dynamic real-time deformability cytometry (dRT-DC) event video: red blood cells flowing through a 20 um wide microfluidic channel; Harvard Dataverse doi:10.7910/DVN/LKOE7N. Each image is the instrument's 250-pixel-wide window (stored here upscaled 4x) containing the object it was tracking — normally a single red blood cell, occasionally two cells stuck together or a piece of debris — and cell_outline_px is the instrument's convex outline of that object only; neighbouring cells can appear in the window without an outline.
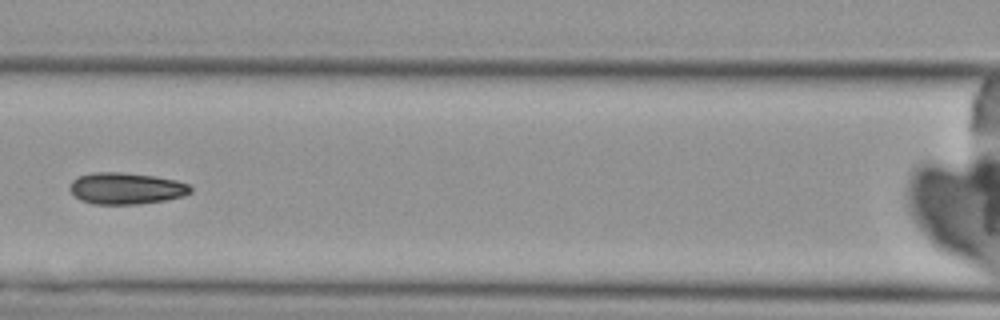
{"species": "Egyptian fruit bat (a non-hibernating species)", "species_latin": "Rousettus aegyptiacus", "temperature_condition": "cold", "stored_images_in_passage": 7, "camera_frame_rate_fps": 3000, "um_per_image_px": 0.085, "animal": {"sex": "female"}, "frame": {"image": 1, "passage_image": 6, "time_ms": 6.0, "image_size_px": [1000, 320], "cell_outline_px": [[192, 192], [184, 196], [164, 200], [140, 204], [92, 204], [80, 200], [68, 188], [72, 180], [80, 176], [92, 172], [120, 172], [152, 176], [176, 180], [188, 184], [192, 188]], "centroid_in_image_um": [10.71, 16.02], "position_along_channel_um": 155.9, "area_um2": 22.2}}
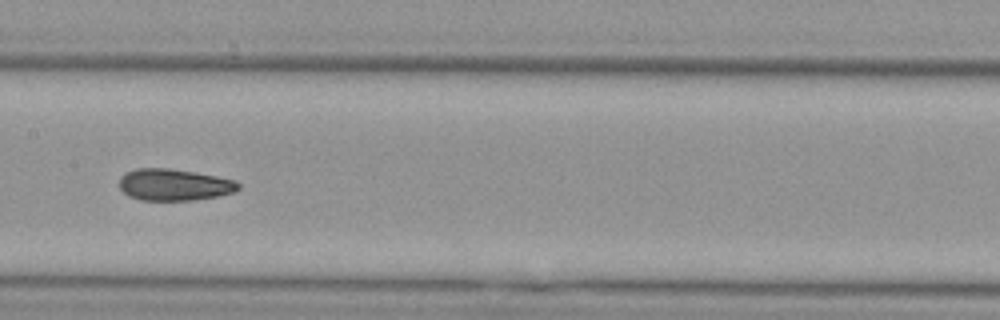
{"frame": {"image": 2, "passage_image": 7, "time_ms": 7.0, "image_size_px": [1000, 320], "cell_outline_px": [[240, 188], [236, 192], [216, 196], [192, 200], [140, 200], [128, 196], [120, 188], [120, 176], [124, 172], [136, 168], [168, 168], [196, 172], [236, 180], [240, 184]], "centroid_in_image_um": [14.8, 15.69], "position_along_channel_um": 192.6, "area_um2": 22.14}}